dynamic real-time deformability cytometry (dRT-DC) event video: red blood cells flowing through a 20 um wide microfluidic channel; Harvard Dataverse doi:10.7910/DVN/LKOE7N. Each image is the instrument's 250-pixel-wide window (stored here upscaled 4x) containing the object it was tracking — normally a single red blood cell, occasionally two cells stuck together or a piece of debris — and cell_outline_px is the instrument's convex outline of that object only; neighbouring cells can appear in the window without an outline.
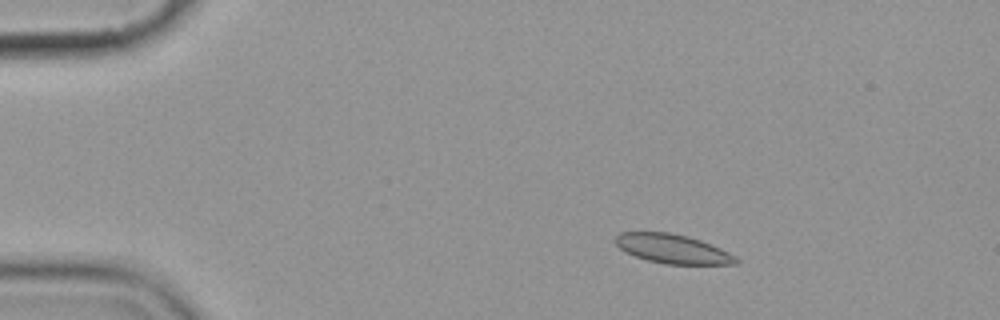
{"species": "common noctule bat (a hibernating species)", "species_latin": "Nyctalus noctula", "temperature_condition": "cold", "stored_images_in_passage": 5, "camera_frame_rate_fps": 3000, "um_per_image_px": 0.085, "animal": {"sex": "female", "body_mass_g": 19.9}, "frame": {"image": 1, "passage_image": 3, "time_ms": 2.333, "image_size_px": [1000, 320], "cell_outline_px": [[740, 264], [664, 264], [648, 260], [624, 252], [616, 244], [616, 236], [620, 232], [668, 232], [688, 236], [712, 244], [736, 256], [740, 260]], "centroid_in_image_um": [57.2, 21.15], "position_along_channel_um": 27.8, "area_um2": 20.52}}